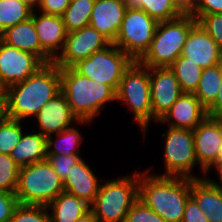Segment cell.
<instances>
[{"label": "cell", "instance_id": "28", "mask_svg": "<svg viewBox=\"0 0 222 222\" xmlns=\"http://www.w3.org/2000/svg\"><path fill=\"white\" fill-rule=\"evenodd\" d=\"M57 136L55 140L53 136ZM47 137V155H71L79 154V147L84 137L74 126L66 128L62 132Z\"/></svg>", "mask_w": 222, "mask_h": 222}, {"label": "cell", "instance_id": "38", "mask_svg": "<svg viewBox=\"0 0 222 222\" xmlns=\"http://www.w3.org/2000/svg\"><path fill=\"white\" fill-rule=\"evenodd\" d=\"M18 204L15 193L0 191V222H9Z\"/></svg>", "mask_w": 222, "mask_h": 222}, {"label": "cell", "instance_id": "11", "mask_svg": "<svg viewBox=\"0 0 222 222\" xmlns=\"http://www.w3.org/2000/svg\"><path fill=\"white\" fill-rule=\"evenodd\" d=\"M111 42L90 25L67 33L64 47L53 61L60 68H71Z\"/></svg>", "mask_w": 222, "mask_h": 222}, {"label": "cell", "instance_id": "22", "mask_svg": "<svg viewBox=\"0 0 222 222\" xmlns=\"http://www.w3.org/2000/svg\"><path fill=\"white\" fill-rule=\"evenodd\" d=\"M0 39L10 46L36 55L42 61V47L31 17L26 21L7 28L0 34Z\"/></svg>", "mask_w": 222, "mask_h": 222}, {"label": "cell", "instance_id": "21", "mask_svg": "<svg viewBox=\"0 0 222 222\" xmlns=\"http://www.w3.org/2000/svg\"><path fill=\"white\" fill-rule=\"evenodd\" d=\"M190 196L196 201L209 222H222V189L206 177L190 178Z\"/></svg>", "mask_w": 222, "mask_h": 222}, {"label": "cell", "instance_id": "15", "mask_svg": "<svg viewBox=\"0 0 222 222\" xmlns=\"http://www.w3.org/2000/svg\"><path fill=\"white\" fill-rule=\"evenodd\" d=\"M33 10L31 18L34 21L38 39L42 47V62H53L59 51H62L67 36L62 16L37 13ZM39 14V15H37Z\"/></svg>", "mask_w": 222, "mask_h": 222}, {"label": "cell", "instance_id": "17", "mask_svg": "<svg viewBox=\"0 0 222 222\" xmlns=\"http://www.w3.org/2000/svg\"><path fill=\"white\" fill-rule=\"evenodd\" d=\"M207 117V110L194 93L183 92L157 121L172 128L194 130Z\"/></svg>", "mask_w": 222, "mask_h": 222}, {"label": "cell", "instance_id": "47", "mask_svg": "<svg viewBox=\"0 0 222 222\" xmlns=\"http://www.w3.org/2000/svg\"><path fill=\"white\" fill-rule=\"evenodd\" d=\"M26 1H28L32 6L36 7L41 0H26Z\"/></svg>", "mask_w": 222, "mask_h": 222}, {"label": "cell", "instance_id": "26", "mask_svg": "<svg viewBox=\"0 0 222 222\" xmlns=\"http://www.w3.org/2000/svg\"><path fill=\"white\" fill-rule=\"evenodd\" d=\"M34 8L26 0H0V34L7 28L28 20Z\"/></svg>", "mask_w": 222, "mask_h": 222}, {"label": "cell", "instance_id": "46", "mask_svg": "<svg viewBox=\"0 0 222 222\" xmlns=\"http://www.w3.org/2000/svg\"><path fill=\"white\" fill-rule=\"evenodd\" d=\"M216 162H222V145L219 149V153H218V156H217V161Z\"/></svg>", "mask_w": 222, "mask_h": 222}, {"label": "cell", "instance_id": "30", "mask_svg": "<svg viewBox=\"0 0 222 222\" xmlns=\"http://www.w3.org/2000/svg\"><path fill=\"white\" fill-rule=\"evenodd\" d=\"M95 0H77L70 2L62 18L67 33L89 25Z\"/></svg>", "mask_w": 222, "mask_h": 222}, {"label": "cell", "instance_id": "36", "mask_svg": "<svg viewBox=\"0 0 222 222\" xmlns=\"http://www.w3.org/2000/svg\"><path fill=\"white\" fill-rule=\"evenodd\" d=\"M197 23L216 41L222 50V13L202 15Z\"/></svg>", "mask_w": 222, "mask_h": 222}, {"label": "cell", "instance_id": "2", "mask_svg": "<svg viewBox=\"0 0 222 222\" xmlns=\"http://www.w3.org/2000/svg\"><path fill=\"white\" fill-rule=\"evenodd\" d=\"M139 172V200L166 222H182L190 197V178Z\"/></svg>", "mask_w": 222, "mask_h": 222}, {"label": "cell", "instance_id": "18", "mask_svg": "<svg viewBox=\"0 0 222 222\" xmlns=\"http://www.w3.org/2000/svg\"><path fill=\"white\" fill-rule=\"evenodd\" d=\"M181 55L202 69L215 66L222 60V50L198 23L191 29Z\"/></svg>", "mask_w": 222, "mask_h": 222}, {"label": "cell", "instance_id": "10", "mask_svg": "<svg viewBox=\"0 0 222 222\" xmlns=\"http://www.w3.org/2000/svg\"><path fill=\"white\" fill-rule=\"evenodd\" d=\"M157 24L144 10L127 8L114 44L138 61L149 49Z\"/></svg>", "mask_w": 222, "mask_h": 222}, {"label": "cell", "instance_id": "7", "mask_svg": "<svg viewBox=\"0 0 222 222\" xmlns=\"http://www.w3.org/2000/svg\"><path fill=\"white\" fill-rule=\"evenodd\" d=\"M64 183L47 160L20 167L16 197L20 204L48 205Z\"/></svg>", "mask_w": 222, "mask_h": 222}, {"label": "cell", "instance_id": "13", "mask_svg": "<svg viewBox=\"0 0 222 222\" xmlns=\"http://www.w3.org/2000/svg\"><path fill=\"white\" fill-rule=\"evenodd\" d=\"M153 120L159 121L183 93L170 67H149Z\"/></svg>", "mask_w": 222, "mask_h": 222}, {"label": "cell", "instance_id": "23", "mask_svg": "<svg viewBox=\"0 0 222 222\" xmlns=\"http://www.w3.org/2000/svg\"><path fill=\"white\" fill-rule=\"evenodd\" d=\"M47 208L50 222H75L91 210L90 204L66 191L58 194Z\"/></svg>", "mask_w": 222, "mask_h": 222}, {"label": "cell", "instance_id": "16", "mask_svg": "<svg viewBox=\"0 0 222 222\" xmlns=\"http://www.w3.org/2000/svg\"><path fill=\"white\" fill-rule=\"evenodd\" d=\"M37 118V119H36ZM38 129L46 138L62 132L73 126L72 123H90L88 120H79L71 111L67 98L62 91L50 99L35 116Z\"/></svg>", "mask_w": 222, "mask_h": 222}, {"label": "cell", "instance_id": "14", "mask_svg": "<svg viewBox=\"0 0 222 222\" xmlns=\"http://www.w3.org/2000/svg\"><path fill=\"white\" fill-rule=\"evenodd\" d=\"M194 148L201 172H205L217 161L222 145V119L206 117L193 130Z\"/></svg>", "mask_w": 222, "mask_h": 222}, {"label": "cell", "instance_id": "41", "mask_svg": "<svg viewBox=\"0 0 222 222\" xmlns=\"http://www.w3.org/2000/svg\"><path fill=\"white\" fill-rule=\"evenodd\" d=\"M220 87L215 101L206 109L208 117L222 119V78Z\"/></svg>", "mask_w": 222, "mask_h": 222}, {"label": "cell", "instance_id": "34", "mask_svg": "<svg viewBox=\"0 0 222 222\" xmlns=\"http://www.w3.org/2000/svg\"><path fill=\"white\" fill-rule=\"evenodd\" d=\"M83 158L79 154L71 155H47L46 160L50 163L54 171L64 182L70 173L72 167Z\"/></svg>", "mask_w": 222, "mask_h": 222}, {"label": "cell", "instance_id": "45", "mask_svg": "<svg viewBox=\"0 0 222 222\" xmlns=\"http://www.w3.org/2000/svg\"><path fill=\"white\" fill-rule=\"evenodd\" d=\"M185 9L191 4L192 0H177Z\"/></svg>", "mask_w": 222, "mask_h": 222}, {"label": "cell", "instance_id": "40", "mask_svg": "<svg viewBox=\"0 0 222 222\" xmlns=\"http://www.w3.org/2000/svg\"><path fill=\"white\" fill-rule=\"evenodd\" d=\"M182 222H209L207 217L198 207L196 201L190 196L186 202Z\"/></svg>", "mask_w": 222, "mask_h": 222}, {"label": "cell", "instance_id": "33", "mask_svg": "<svg viewBox=\"0 0 222 222\" xmlns=\"http://www.w3.org/2000/svg\"><path fill=\"white\" fill-rule=\"evenodd\" d=\"M9 222H50L46 205L18 204Z\"/></svg>", "mask_w": 222, "mask_h": 222}, {"label": "cell", "instance_id": "35", "mask_svg": "<svg viewBox=\"0 0 222 222\" xmlns=\"http://www.w3.org/2000/svg\"><path fill=\"white\" fill-rule=\"evenodd\" d=\"M124 222H166L141 200H137L128 211Z\"/></svg>", "mask_w": 222, "mask_h": 222}, {"label": "cell", "instance_id": "24", "mask_svg": "<svg viewBox=\"0 0 222 222\" xmlns=\"http://www.w3.org/2000/svg\"><path fill=\"white\" fill-rule=\"evenodd\" d=\"M47 138L40 132L23 133L10 156L19 167L46 160Z\"/></svg>", "mask_w": 222, "mask_h": 222}, {"label": "cell", "instance_id": "32", "mask_svg": "<svg viewBox=\"0 0 222 222\" xmlns=\"http://www.w3.org/2000/svg\"><path fill=\"white\" fill-rule=\"evenodd\" d=\"M20 167L8 154L0 153V191L15 193Z\"/></svg>", "mask_w": 222, "mask_h": 222}, {"label": "cell", "instance_id": "5", "mask_svg": "<svg viewBox=\"0 0 222 222\" xmlns=\"http://www.w3.org/2000/svg\"><path fill=\"white\" fill-rule=\"evenodd\" d=\"M101 183L91 211L99 222H124L131 206L139 199V171Z\"/></svg>", "mask_w": 222, "mask_h": 222}, {"label": "cell", "instance_id": "12", "mask_svg": "<svg viewBox=\"0 0 222 222\" xmlns=\"http://www.w3.org/2000/svg\"><path fill=\"white\" fill-rule=\"evenodd\" d=\"M44 63L34 54L22 51L0 39V90L23 82Z\"/></svg>", "mask_w": 222, "mask_h": 222}, {"label": "cell", "instance_id": "1", "mask_svg": "<svg viewBox=\"0 0 222 222\" xmlns=\"http://www.w3.org/2000/svg\"><path fill=\"white\" fill-rule=\"evenodd\" d=\"M60 91V67L54 62L46 63L23 82L3 91L5 116L19 121L35 117Z\"/></svg>", "mask_w": 222, "mask_h": 222}, {"label": "cell", "instance_id": "42", "mask_svg": "<svg viewBox=\"0 0 222 222\" xmlns=\"http://www.w3.org/2000/svg\"><path fill=\"white\" fill-rule=\"evenodd\" d=\"M215 168V170L217 171V175H218V179L220 180V184L217 183L216 181L210 179V178H206L210 183H212L214 186H217L219 188L222 189V162H215L206 172H205V176L207 175V173H209L208 171L210 169Z\"/></svg>", "mask_w": 222, "mask_h": 222}, {"label": "cell", "instance_id": "19", "mask_svg": "<svg viewBox=\"0 0 222 222\" xmlns=\"http://www.w3.org/2000/svg\"><path fill=\"white\" fill-rule=\"evenodd\" d=\"M126 9L123 0H95L89 25L114 43Z\"/></svg>", "mask_w": 222, "mask_h": 222}, {"label": "cell", "instance_id": "3", "mask_svg": "<svg viewBox=\"0 0 222 222\" xmlns=\"http://www.w3.org/2000/svg\"><path fill=\"white\" fill-rule=\"evenodd\" d=\"M61 91L79 120L92 121L106 103L116 101V92L104 83L79 74L73 67L60 68Z\"/></svg>", "mask_w": 222, "mask_h": 222}, {"label": "cell", "instance_id": "27", "mask_svg": "<svg viewBox=\"0 0 222 222\" xmlns=\"http://www.w3.org/2000/svg\"><path fill=\"white\" fill-rule=\"evenodd\" d=\"M222 67L217 64L203 69L198 88L194 94L201 104L207 109L216 99L221 89Z\"/></svg>", "mask_w": 222, "mask_h": 222}, {"label": "cell", "instance_id": "29", "mask_svg": "<svg viewBox=\"0 0 222 222\" xmlns=\"http://www.w3.org/2000/svg\"><path fill=\"white\" fill-rule=\"evenodd\" d=\"M183 92L194 93L198 88L203 69L184 56H179L170 66Z\"/></svg>", "mask_w": 222, "mask_h": 222}, {"label": "cell", "instance_id": "31", "mask_svg": "<svg viewBox=\"0 0 222 222\" xmlns=\"http://www.w3.org/2000/svg\"><path fill=\"white\" fill-rule=\"evenodd\" d=\"M23 133L21 121L4 116L0 120V153L10 155Z\"/></svg>", "mask_w": 222, "mask_h": 222}, {"label": "cell", "instance_id": "20", "mask_svg": "<svg viewBox=\"0 0 222 222\" xmlns=\"http://www.w3.org/2000/svg\"><path fill=\"white\" fill-rule=\"evenodd\" d=\"M101 181L92 171L87 162L82 159L75 164L64 183V191L92 204L99 192ZM100 183V184H99Z\"/></svg>", "mask_w": 222, "mask_h": 222}, {"label": "cell", "instance_id": "4", "mask_svg": "<svg viewBox=\"0 0 222 222\" xmlns=\"http://www.w3.org/2000/svg\"><path fill=\"white\" fill-rule=\"evenodd\" d=\"M196 24L197 20L187 12L176 19L158 22L150 47L138 62L146 67H170L181 56Z\"/></svg>", "mask_w": 222, "mask_h": 222}, {"label": "cell", "instance_id": "25", "mask_svg": "<svg viewBox=\"0 0 222 222\" xmlns=\"http://www.w3.org/2000/svg\"><path fill=\"white\" fill-rule=\"evenodd\" d=\"M127 8L144 10L157 22L176 19L186 12L177 0H123Z\"/></svg>", "mask_w": 222, "mask_h": 222}, {"label": "cell", "instance_id": "8", "mask_svg": "<svg viewBox=\"0 0 222 222\" xmlns=\"http://www.w3.org/2000/svg\"><path fill=\"white\" fill-rule=\"evenodd\" d=\"M132 62L133 60L126 53L111 43L106 48L79 61L73 68L79 74L109 85L117 92L122 75Z\"/></svg>", "mask_w": 222, "mask_h": 222}, {"label": "cell", "instance_id": "9", "mask_svg": "<svg viewBox=\"0 0 222 222\" xmlns=\"http://www.w3.org/2000/svg\"><path fill=\"white\" fill-rule=\"evenodd\" d=\"M163 133L165 138L164 163L165 171L158 176L184 177L191 179L203 178L192 174L197 167V158L194 148L193 130L182 128H167ZM194 175V176H193Z\"/></svg>", "mask_w": 222, "mask_h": 222}, {"label": "cell", "instance_id": "44", "mask_svg": "<svg viewBox=\"0 0 222 222\" xmlns=\"http://www.w3.org/2000/svg\"><path fill=\"white\" fill-rule=\"evenodd\" d=\"M5 116L4 94L0 90V120Z\"/></svg>", "mask_w": 222, "mask_h": 222}, {"label": "cell", "instance_id": "6", "mask_svg": "<svg viewBox=\"0 0 222 222\" xmlns=\"http://www.w3.org/2000/svg\"><path fill=\"white\" fill-rule=\"evenodd\" d=\"M116 101L129 106L134 120L145 136L149 123L153 119L150 94L149 67L133 61L124 71L116 92Z\"/></svg>", "mask_w": 222, "mask_h": 222}, {"label": "cell", "instance_id": "37", "mask_svg": "<svg viewBox=\"0 0 222 222\" xmlns=\"http://www.w3.org/2000/svg\"><path fill=\"white\" fill-rule=\"evenodd\" d=\"M196 20L202 15L222 13V0H192L186 9Z\"/></svg>", "mask_w": 222, "mask_h": 222}, {"label": "cell", "instance_id": "43", "mask_svg": "<svg viewBox=\"0 0 222 222\" xmlns=\"http://www.w3.org/2000/svg\"><path fill=\"white\" fill-rule=\"evenodd\" d=\"M75 222H99V220L96 218L95 214L90 210Z\"/></svg>", "mask_w": 222, "mask_h": 222}, {"label": "cell", "instance_id": "39", "mask_svg": "<svg viewBox=\"0 0 222 222\" xmlns=\"http://www.w3.org/2000/svg\"><path fill=\"white\" fill-rule=\"evenodd\" d=\"M69 4V0H41L35 8L41 13L62 16Z\"/></svg>", "mask_w": 222, "mask_h": 222}]
</instances>
